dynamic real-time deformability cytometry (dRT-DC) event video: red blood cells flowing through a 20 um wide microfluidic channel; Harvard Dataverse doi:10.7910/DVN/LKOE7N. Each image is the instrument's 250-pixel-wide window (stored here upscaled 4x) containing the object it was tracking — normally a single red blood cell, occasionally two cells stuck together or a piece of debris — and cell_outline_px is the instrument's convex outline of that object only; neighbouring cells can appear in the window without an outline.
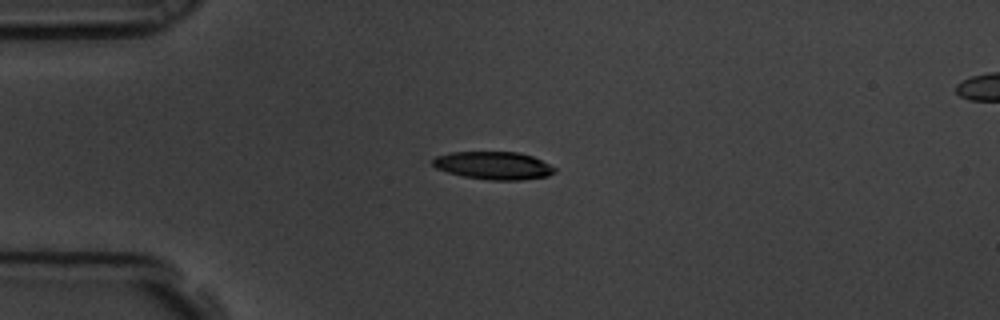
{"species": "common noctule bat (a hibernating species)", "species_latin": "Nyctalus noctula", "temperature_condition": "room temperature", "stored_images_in_passage": 5, "camera_frame_rate_fps": 3000, "um_per_image_px": 0.085, "animal": {"sex": "male", "body_mass_g": 19.5, "forearm_length_mm": 54.6}, "frame": {"image": 1, "passage_image": 4, "time_ms": 1.0, "image_size_px": [1000, 320], "cell_outline_px": [[556, 172], [548, 176], [520, 180], [488, 180], [464, 176], [448, 172], [436, 168], [432, 164], [432, 160], [436, 156], [452, 152], [516, 152], [532, 156], [556, 168]], "centroid_in_image_um": [41.95, 14.07], "position_along_channel_um": 43.1, "area_um2": 19.65}}